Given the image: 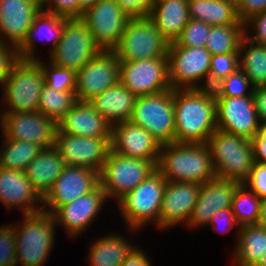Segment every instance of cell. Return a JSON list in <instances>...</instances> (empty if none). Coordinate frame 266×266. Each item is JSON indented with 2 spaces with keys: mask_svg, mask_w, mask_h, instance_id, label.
<instances>
[{
  "mask_svg": "<svg viewBox=\"0 0 266 266\" xmlns=\"http://www.w3.org/2000/svg\"><path fill=\"white\" fill-rule=\"evenodd\" d=\"M173 104L175 143H207L217 130L213 89H173Z\"/></svg>",
  "mask_w": 266,
  "mask_h": 266,
  "instance_id": "obj_1",
  "label": "cell"
},
{
  "mask_svg": "<svg viewBox=\"0 0 266 266\" xmlns=\"http://www.w3.org/2000/svg\"><path fill=\"white\" fill-rule=\"evenodd\" d=\"M156 169L171 182L201 185L216 178L207 143L163 144Z\"/></svg>",
  "mask_w": 266,
  "mask_h": 266,
  "instance_id": "obj_2",
  "label": "cell"
},
{
  "mask_svg": "<svg viewBox=\"0 0 266 266\" xmlns=\"http://www.w3.org/2000/svg\"><path fill=\"white\" fill-rule=\"evenodd\" d=\"M23 217L21 223H14L17 265L44 266L55 243L54 215L39 211Z\"/></svg>",
  "mask_w": 266,
  "mask_h": 266,
  "instance_id": "obj_3",
  "label": "cell"
},
{
  "mask_svg": "<svg viewBox=\"0 0 266 266\" xmlns=\"http://www.w3.org/2000/svg\"><path fill=\"white\" fill-rule=\"evenodd\" d=\"M166 182L164 176L156 169L136 188L117 201L128 230L137 233V230H141L147 224H155L158 228Z\"/></svg>",
  "mask_w": 266,
  "mask_h": 266,
  "instance_id": "obj_4",
  "label": "cell"
},
{
  "mask_svg": "<svg viewBox=\"0 0 266 266\" xmlns=\"http://www.w3.org/2000/svg\"><path fill=\"white\" fill-rule=\"evenodd\" d=\"M45 84L43 70L36 60L19 59L2 88L0 113L38 112L41 91ZM4 108V109H3Z\"/></svg>",
  "mask_w": 266,
  "mask_h": 266,
  "instance_id": "obj_5",
  "label": "cell"
},
{
  "mask_svg": "<svg viewBox=\"0 0 266 266\" xmlns=\"http://www.w3.org/2000/svg\"><path fill=\"white\" fill-rule=\"evenodd\" d=\"M217 178L243 183L254 165L251 140L217 129L208 139Z\"/></svg>",
  "mask_w": 266,
  "mask_h": 266,
  "instance_id": "obj_6",
  "label": "cell"
},
{
  "mask_svg": "<svg viewBox=\"0 0 266 266\" xmlns=\"http://www.w3.org/2000/svg\"><path fill=\"white\" fill-rule=\"evenodd\" d=\"M155 170L156 165L150 160L127 157L110 150L99 172V185L108 200L112 198L117 202Z\"/></svg>",
  "mask_w": 266,
  "mask_h": 266,
  "instance_id": "obj_7",
  "label": "cell"
},
{
  "mask_svg": "<svg viewBox=\"0 0 266 266\" xmlns=\"http://www.w3.org/2000/svg\"><path fill=\"white\" fill-rule=\"evenodd\" d=\"M167 56L172 89L209 88L212 55L205 47H184L171 42Z\"/></svg>",
  "mask_w": 266,
  "mask_h": 266,
  "instance_id": "obj_8",
  "label": "cell"
},
{
  "mask_svg": "<svg viewBox=\"0 0 266 266\" xmlns=\"http://www.w3.org/2000/svg\"><path fill=\"white\" fill-rule=\"evenodd\" d=\"M169 45L149 17L130 18L114 51L120 62L168 58Z\"/></svg>",
  "mask_w": 266,
  "mask_h": 266,
  "instance_id": "obj_9",
  "label": "cell"
},
{
  "mask_svg": "<svg viewBox=\"0 0 266 266\" xmlns=\"http://www.w3.org/2000/svg\"><path fill=\"white\" fill-rule=\"evenodd\" d=\"M130 121L163 144L175 142L173 89L136 98Z\"/></svg>",
  "mask_w": 266,
  "mask_h": 266,
  "instance_id": "obj_10",
  "label": "cell"
},
{
  "mask_svg": "<svg viewBox=\"0 0 266 266\" xmlns=\"http://www.w3.org/2000/svg\"><path fill=\"white\" fill-rule=\"evenodd\" d=\"M101 51L102 49L81 18H67L62 37L56 48L49 54L48 60L55 65L77 72Z\"/></svg>",
  "mask_w": 266,
  "mask_h": 266,
  "instance_id": "obj_11",
  "label": "cell"
},
{
  "mask_svg": "<svg viewBox=\"0 0 266 266\" xmlns=\"http://www.w3.org/2000/svg\"><path fill=\"white\" fill-rule=\"evenodd\" d=\"M120 83L136 97L172 89L169 82L168 58L120 62Z\"/></svg>",
  "mask_w": 266,
  "mask_h": 266,
  "instance_id": "obj_12",
  "label": "cell"
},
{
  "mask_svg": "<svg viewBox=\"0 0 266 266\" xmlns=\"http://www.w3.org/2000/svg\"><path fill=\"white\" fill-rule=\"evenodd\" d=\"M120 82V61L114 50H102L76 72L78 101H91Z\"/></svg>",
  "mask_w": 266,
  "mask_h": 266,
  "instance_id": "obj_13",
  "label": "cell"
},
{
  "mask_svg": "<svg viewBox=\"0 0 266 266\" xmlns=\"http://www.w3.org/2000/svg\"><path fill=\"white\" fill-rule=\"evenodd\" d=\"M99 185V172L65 165L51 189L42 198V211L54 214L61 206L93 191Z\"/></svg>",
  "mask_w": 266,
  "mask_h": 266,
  "instance_id": "obj_14",
  "label": "cell"
},
{
  "mask_svg": "<svg viewBox=\"0 0 266 266\" xmlns=\"http://www.w3.org/2000/svg\"><path fill=\"white\" fill-rule=\"evenodd\" d=\"M5 139L27 141L42 148L55 145L57 122L39 112L0 113Z\"/></svg>",
  "mask_w": 266,
  "mask_h": 266,
  "instance_id": "obj_15",
  "label": "cell"
},
{
  "mask_svg": "<svg viewBox=\"0 0 266 266\" xmlns=\"http://www.w3.org/2000/svg\"><path fill=\"white\" fill-rule=\"evenodd\" d=\"M81 19L102 50H114L130 18L121 10L117 0H98L84 11Z\"/></svg>",
  "mask_w": 266,
  "mask_h": 266,
  "instance_id": "obj_16",
  "label": "cell"
},
{
  "mask_svg": "<svg viewBox=\"0 0 266 266\" xmlns=\"http://www.w3.org/2000/svg\"><path fill=\"white\" fill-rule=\"evenodd\" d=\"M111 137L90 138L57 131L55 147L65 165L79 166L100 172L111 150Z\"/></svg>",
  "mask_w": 266,
  "mask_h": 266,
  "instance_id": "obj_17",
  "label": "cell"
},
{
  "mask_svg": "<svg viewBox=\"0 0 266 266\" xmlns=\"http://www.w3.org/2000/svg\"><path fill=\"white\" fill-rule=\"evenodd\" d=\"M217 129L251 140L259 130V118L253 96L215 97Z\"/></svg>",
  "mask_w": 266,
  "mask_h": 266,
  "instance_id": "obj_18",
  "label": "cell"
},
{
  "mask_svg": "<svg viewBox=\"0 0 266 266\" xmlns=\"http://www.w3.org/2000/svg\"><path fill=\"white\" fill-rule=\"evenodd\" d=\"M110 144L111 151L117 154L150 160L156 166L162 146L151 133L130 120L112 125Z\"/></svg>",
  "mask_w": 266,
  "mask_h": 266,
  "instance_id": "obj_19",
  "label": "cell"
},
{
  "mask_svg": "<svg viewBox=\"0 0 266 266\" xmlns=\"http://www.w3.org/2000/svg\"><path fill=\"white\" fill-rule=\"evenodd\" d=\"M201 185L190 182L167 181L158 217L160 231L175 225H187L197 202Z\"/></svg>",
  "mask_w": 266,
  "mask_h": 266,
  "instance_id": "obj_20",
  "label": "cell"
},
{
  "mask_svg": "<svg viewBox=\"0 0 266 266\" xmlns=\"http://www.w3.org/2000/svg\"><path fill=\"white\" fill-rule=\"evenodd\" d=\"M108 201L103 188L98 185L90 193L81 196L73 202L61 206L53 215L55 224L61 225L68 237L82 235L94 222L98 213Z\"/></svg>",
  "mask_w": 266,
  "mask_h": 266,
  "instance_id": "obj_21",
  "label": "cell"
},
{
  "mask_svg": "<svg viewBox=\"0 0 266 266\" xmlns=\"http://www.w3.org/2000/svg\"><path fill=\"white\" fill-rule=\"evenodd\" d=\"M236 180L214 178L201 184L197 202L187 223L189 229L208 226L212 216L223 209L231 208L237 187Z\"/></svg>",
  "mask_w": 266,
  "mask_h": 266,
  "instance_id": "obj_22",
  "label": "cell"
},
{
  "mask_svg": "<svg viewBox=\"0 0 266 266\" xmlns=\"http://www.w3.org/2000/svg\"><path fill=\"white\" fill-rule=\"evenodd\" d=\"M41 10L34 0H0V41L18 48Z\"/></svg>",
  "mask_w": 266,
  "mask_h": 266,
  "instance_id": "obj_23",
  "label": "cell"
},
{
  "mask_svg": "<svg viewBox=\"0 0 266 266\" xmlns=\"http://www.w3.org/2000/svg\"><path fill=\"white\" fill-rule=\"evenodd\" d=\"M0 202L6 210L22 208L23 214L42 211V197L33 188L24 171L0 167Z\"/></svg>",
  "mask_w": 266,
  "mask_h": 266,
  "instance_id": "obj_24",
  "label": "cell"
},
{
  "mask_svg": "<svg viewBox=\"0 0 266 266\" xmlns=\"http://www.w3.org/2000/svg\"><path fill=\"white\" fill-rule=\"evenodd\" d=\"M57 126L58 132L74 136L111 137L112 125L86 101H77Z\"/></svg>",
  "mask_w": 266,
  "mask_h": 266,
  "instance_id": "obj_25",
  "label": "cell"
},
{
  "mask_svg": "<svg viewBox=\"0 0 266 266\" xmlns=\"http://www.w3.org/2000/svg\"><path fill=\"white\" fill-rule=\"evenodd\" d=\"M67 19L65 16L52 14L41 10L34 18L33 24L28 30L26 38L22 44L17 48L19 59L22 60H37L36 55V41L37 37H41L42 41L51 44L50 53L56 48L59 43L63 29L64 22ZM51 42V43H50ZM37 56V57H36Z\"/></svg>",
  "mask_w": 266,
  "mask_h": 266,
  "instance_id": "obj_26",
  "label": "cell"
},
{
  "mask_svg": "<svg viewBox=\"0 0 266 266\" xmlns=\"http://www.w3.org/2000/svg\"><path fill=\"white\" fill-rule=\"evenodd\" d=\"M149 18L169 43L175 42L190 20L188 0H154Z\"/></svg>",
  "mask_w": 266,
  "mask_h": 266,
  "instance_id": "obj_27",
  "label": "cell"
},
{
  "mask_svg": "<svg viewBox=\"0 0 266 266\" xmlns=\"http://www.w3.org/2000/svg\"><path fill=\"white\" fill-rule=\"evenodd\" d=\"M136 98L129 89L119 82L89 102L113 125L131 119Z\"/></svg>",
  "mask_w": 266,
  "mask_h": 266,
  "instance_id": "obj_28",
  "label": "cell"
},
{
  "mask_svg": "<svg viewBox=\"0 0 266 266\" xmlns=\"http://www.w3.org/2000/svg\"><path fill=\"white\" fill-rule=\"evenodd\" d=\"M65 167L55 146L43 148L24 170L33 188L43 198Z\"/></svg>",
  "mask_w": 266,
  "mask_h": 266,
  "instance_id": "obj_29",
  "label": "cell"
},
{
  "mask_svg": "<svg viewBox=\"0 0 266 266\" xmlns=\"http://www.w3.org/2000/svg\"><path fill=\"white\" fill-rule=\"evenodd\" d=\"M111 233L100 236L92 242L88 253L91 266H121L126 256L136 246L131 244L126 236Z\"/></svg>",
  "mask_w": 266,
  "mask_h": 266,
  "instance_id": "obj_30",
  "label": "cell"
},
{
  "mask_svg": "<svg viewBox=\"0 0 266 266\" xmlns=\"http://www.w3.org/2000/svg\"><path fill=\"white\" fill-rule=\"evenodd\" d=\"M266 252V227L243 225L239 229L237 245L232 253L235 266H256Z\"/></svg>",
  "mask_w": 266,
  "mask_h": 266,
  "instance_id": "obj_31",
  "label": "cell"
},
{
  "mask_svg": "<svg viewBox=\"0 0 266 266\" xmlns=\"http://www.w3.org/2000/svg\"><path fill=\"white\" fill-rule=\"evenodd\" d=\"M190 19L210 26L244 24L238 17L237 5L229 0H188Z\"/></svg>",
  "mask_w": 266,
  "mask_h": 266,
  "instance_id": "obj_32",
  "label": "cell"
},
{
  "mask_svg": "<svg viewBox=\"0 0 266 266\" xmlns=\"http://www.w3.org/2000/svg\"><path fill=\"white\" fill-rule=\"evenodd\" d=\"M239 68L253 88L266 86V45L252 43L244 37L239 48Z\"/></svg>",
  "mask_w": 266,
  "mask_h": 266,
  "instance_id": "obj_33",
  "label": "cell"
},
{
  "mask_svg": "<svg viewBox=\"0 0 266 266\" xmlns=\"http://www.w3.org/2000/svg\"><path fill=\"white\" fill-rule=\"evenodd\" d=\"M244 37V24L211 26L205 48L211 55L239 53Z\"/></svg>",
  "mask_w": 266,
  "mask_h": 266,
  "instance_id": "obj_34",
  "label": "cell"
},
{
  "mask_svg": "<svg viewBox=\"0 0 266 266\" xmlns=\"http://www.w3.org/2000/svg\"><path fill=\"white\" fill-rule=\"evenodd\" d=\"M3 148L0 151V167L24 171L28 164L33 161L43 149L37 144L5 139L3 137Z\"/></svg>",
  "mask_w": 266,
  "mask_h": 266,
  "instance_id": "obj_35",
  "label": "cell"
},
{
  "mask_svg": "<svg viewBox=\"0 0 266 266\" xmlns=\"http://www.w3.org/2000/svg\"><path fill=\"white\" fill-rule=\"evenodd\" d=\"M77 101L75 91H58L44 84L38 112L58 122Z\"/></svg>",
  "mask_w": 266,
  "mask_h": 266,
  "instance_id": "obj_36",
  "label": "cell"
},
{
  "mask_svg": "<svg viewBox=\"0 0 266 266\" xmlns=\"http://www.w3.org/2000/svg\"><path fill=\"white\" fill-rule=\"evenodd\" d=\"M261 199L241 183L235 192L231 210L240 226L258 224Z\"/></svg>",
  "mask_w": 266,
  "mask_h": 266,
  "instance_id": "obj_37",
  "label": "cell"
},
{
  "mask_svg": "<svg viewBox=\"0 0 266 266\" xmlns=\"http://www.w3.org/2000/svg\"><path fill=\"white\" fill-rule=\"evenodd\" d=\"M41 66L45 84L58 91H75L76 89V72L72 69H67L51 63L50 61L42 62L43 60H36Z\"/></svg>",
  "mask_w": 266,
  "mask_h": 266,
  "instance_id": "obj_38",
  "label": "cell"
},
{
  "mask_svg": "<svg viewBox=\"0 0 266 266\" xmlns=\"http://www.w3.org/2000/svg\"><path fill=\"white\" fill-rule=\"evenodd\" d=\"M215 97L253 96V87L248 77L239 68L227 78L222 79L213 88Z\"/></svg>",
  "mask_w": 266,
  "mask_h": 266,
  "instance_id": "obj_39",
  "label": "cell"
},
{
  "mask_svg": "<svg viewBox=\"0 0 266 266\" xmlns=\"http://www.w3.org/2000/svg\"><path fill=\"white\" fill-rule=\"evenodd\" d=\"M239 69V53L216 54L211 56L209 88Z\"/></svg>",
  "mask_w": 266,
  "mask_h": 266,
  "instance_id": "obj_40",
  "label": "cell"
},
{
  "mask_svg": "<svg viewBox=\"0 0 266 266\" xmlns=\"http://www.w3.org/2000/svg\"><path fill=\"white\" fill-rule=\"evenodd\" d=\"M210 29L206 22L190 19L175 43L184 47H205Z\"/></svg>",
  "mask_w": 266,
  "mask_h": 266,
  "instance_id": "obj_41",
  "label": "cell"
},
{
  "mask_svg": "<svg viewBox=\"0 0 266 266\" xmlns=\"http://www.w3.org/2000/svg\"><path fill=\"white\" fill-rule=\"evenodd\" d=\"M14 224L0 226V266H17Z\"/></svg>",
  "mask_w": 266,
  "mask_h": 266,
  "instance_id": "obj_42",
  "label": "cell"
},
{
  "mask_svg": "<svg viewBox=\"0 0 266 266\" xmlns=\"http://www.w3.org/2000/svg\"><path fill=\"white\" fill-rule=\"evenodd\" d=\"M252 29L253 33L251 34L249 31ZM244 30L245 38L250 42L258 45H266V11L255 14L246 20L244 22Z\"/></svg>",
  "mask_w": 266,
  "mask_h": 266,
  "instance_id": "obj_43",
  "label": "cell"
},
{
  "mask_svg": "<svg viewBox=\"0 0 266 266\" xmlns=\"http://www.w3.org/2000/svg\"><path fill=\"white\" fill-rule=\"evenodd\" d=\"M41 9L67 18H79V0H44Z\"/></svg>",
  "mask_w": 266,
  "mask_h": 266,
  "instance_id": "obj_44",
  "label": "cell"
},
{
  "mask_svg": "<svg viewBox=\"0 0 266 266\" xmlns=\"http://www.w3.org/2000/svg\"><path fill=\"white\" fill-rule=\"evenodd\" d=\"M243 184L260 199L266 198V164L254 162L253 168Z\"/></svg>",
  "mask_w": 266,
  "mask_h": 266,
  "instance_id": "obj_45",
  "label": "cell"
},
{
  "mask_svg": "<svg viewBox=\"0 0 266 266\" xmlns=\"http://www.w3.org/2000/svg\"><path fill=\"white\" fill-rule=\"evenodd\" d=\"M19 60L17 48L0 41V87L8 79L11 69Z\"/></svg>",
  "mask_w": 266,
  "mask_h": 266,
  "instance_id": "obj_46",
  "label": "cell"
},
{
  "mask_svg": "<svg viewBox=\"0 0 266 266\" xmlns=\"http://www.w3.org/2000/svg\"><path fill=\"white\" fill-rule=\"evenodd\" d=\"M121 10L129 18L149 17L154 0H117Z\"/></svg>",
  "mask_w": 266,
  "mask_h": 266,
  "instance_id": "obj_47",
  "label": "cell"
},
{
  "mask_svg": "<svg viewBox=\"0 0 266 266\" xmlns=\"http://www.w3.org/2000/svg\"><path fill=\"white\" fill-rule=\"evenodd\" d=\"M210 225H212V228L219 233H224V232L227 233V231H230L231 228L235 227L237 229L236 231L237 235L236 243H237L239 237L240 225L237 223L231 208L223 209L216 212L212 216L208 226Z\"/></svg>",
  "mask_w": 266,
  "mask_h": 266,
  "instance_id": "obj_48",
  "label": "cell"
},
{
  "mask_svg": "<svg viewBox=\"0 0 266 266\" xmlns=\"http://www.w3.org/2000/svg\"><path fill=\"white\" fill-rule=\"evenodd\" d=\"M266 11V0H241L237 5L239 19L244 23L255 14Z\"/></svg>",
  "mask_w": 266,
  "mask_h": 266,
  "instance_id": "obj_49",
  "label": "cell"
},
{
  "mask_svg": "<svg viewBox=\"0 0 266 266\" xmlns=\"http://www.w3.org/2000/svg\"><path fill=\"white\" fill-rule=\"evenodd\" d=\"M254 161L266 164V122L259 124L257 135L251 139Z\"/></svg>",
  "mask_w": 266,
  "mask_h": 266,
  "instance_id": "obj_50",
  "label": "cell"
},
{
  "mask_svg": "<svg viewBox=\"0 0 266 266\" xmlns=\"http://www.w3.org/2000/svg\"><path fill=\"white\" fill-rule=\"evenodd\" d=\"M145 253L142 248L135 246L126 256L121 266H151V262Z\"/></svg>",
  "mask_w": 266,
  "mask_h": 266,
  "instance_id": "obj_51",
  "label": "cell"
},
{
  "mask_svg": "<svg viewBox=\"0 0 266 266\" xmlns=\"http://www.w3.org/2000/svg\"><path fill=\"white\" fill-rule=\"evenodd\" d=\"M253 98L259 122H266V86L254 88Z\"/></svg>",
  "mask_w": 266,
  "mask_h": 266,
  "instance_id": "obj_52",
  "label": "cell"
},
{
  "mask_svg": "<svg viewBox=\"0 0 266 266\" xmlns=\"http://www.w3.org/2000/svg\"><path fill=\"white\" fill-rule=\"evenodd\" d=\"M258 225L266 227V198L261 199Z\"/></svg>",
  "mask_w": 266,
  "mask_h": 266,
  "instance_id": "obj_53",
  "label": "cell"
},
{
  "mask_svg": "<svg viewBox=\"0 0 266 266\" xmlns=\"http://www.w3.org/2000/svg\"><path fill=\"white\" fill-rule=\"evenodd\" d=\"M98 0H79V18L83 16L84 11L93 6Z\"/></svg>",
  "mask_w": 266,
  "mask_h": 266,
  "instance_id": "obj_54",
  "label": "cell"
},
{
  "mask_svg": "<svg viewBox=\"0 0 266 266\" xmlns=\"http://www.w3.org/2000/svg\"><path fill=\"white\" fill-rule=\"evenodd\" d=\"M256 266H266V252L262 254L261 260Z\"/></svg>",
  "mask_w": 266,
  "mask_h": 266,
  "instance_id": "obj_55",
  "label": "cell"
},
{
  "mask_svg": "<svg viewBox=\"0 0 266 266\" xmlns=\"http://www.w3.org/2000/svg\"><path fill=\"white\" fill-rule=\"evenodd\" d=\"M229 1H232V2H234L236 5H238L239 2H240L241 0H229Z\"/></svg>",
  "mask_w": 266,
  "mask_h": 266,
  "instance_id": "obj_56",
  "label": "cell"
},
{
  "mask_svg": "<svg viewBox=\"0 0 266 266\" xmlns=\"http://www.w3.org/2000/svg\"><path fill=\"white\" fill-rule=\"evenodd\" d=\"M34 1H36L37 3H39L41 6H42V4L44 2V0H34Z\"/></svg>",
  "mask_w": 266,
  "mask_h": 266,
  "instance_id": "obj_57",
  "label": "cell"
}]
</instances>
